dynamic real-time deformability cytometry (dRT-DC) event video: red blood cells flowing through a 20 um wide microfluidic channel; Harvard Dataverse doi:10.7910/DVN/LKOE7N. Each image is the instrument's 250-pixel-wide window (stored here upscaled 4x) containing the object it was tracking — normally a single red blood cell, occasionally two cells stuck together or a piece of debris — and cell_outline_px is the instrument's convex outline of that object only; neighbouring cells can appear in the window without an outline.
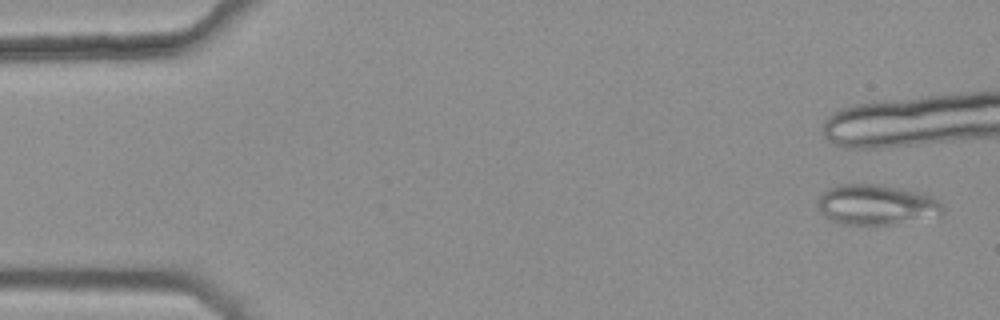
{"species": "common noctule bat (a hibernating species)", "species_latin": "Nyctalus noctula", "temperature_condition": "warm", "stored_images_in_passage": 6, "camera_frame_rate_fps": 3000, "um_per_image_px": 0.085, "animal": {"sex": "female", "body_mass_g": 25.1}, "frame": {"image": 1, "passage_image": 1, "time_ms": 0.0, "image_size_px": [1000, 320], "cell_outline_px": [[944, 212], [940, 216], [892, 224], [840, 224], [832, 220], [820, 212], [816, 204], [816, 200], [828, 188], [836, 184], [876, 184], [924, 192], [936, 196], [944, 204]], "centroid_in_image_um": [74.55, 17.38], "position_along_channel_um": 10.5, "area_um2": 29.88}}